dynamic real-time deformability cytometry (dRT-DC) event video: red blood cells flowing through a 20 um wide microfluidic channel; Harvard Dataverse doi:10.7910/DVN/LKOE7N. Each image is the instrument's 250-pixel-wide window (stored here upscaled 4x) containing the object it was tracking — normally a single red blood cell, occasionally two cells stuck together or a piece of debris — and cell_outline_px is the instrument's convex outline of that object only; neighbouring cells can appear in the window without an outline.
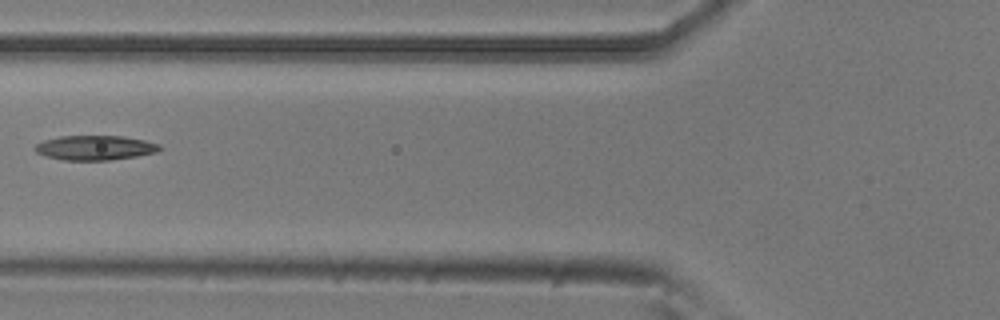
{"species": "common noctule bat (a hibernating species)", "species_latin": "Nyctalus noctula", "temperature_condition": "room temperature", "stored_images_in_passage": 3, "camera_frame_rate_fps": 3000, "um_per_image_px": 0.085, "animal": {"sex": "male", "body_mass_g": 20.5, "forearm_length_mm": 52.5}, "frame": {"image": 1, "passage_image": 2, "time_ms": 0.333, "image_size_px": [1000, 320], "cell_outline_px": [[164, 148], [156, 152], [136, 156], [108, 160], [64, 160], [44, 156], [36, 152], [32, 148], [36, 144], [44, 140], [60, 136], [124, 136], [144, 140], [160, 144]], "centroid_in_image_um": [8.07, 12.55], "position_along_channel_um": 117.7, "area_um2": 17.98}}
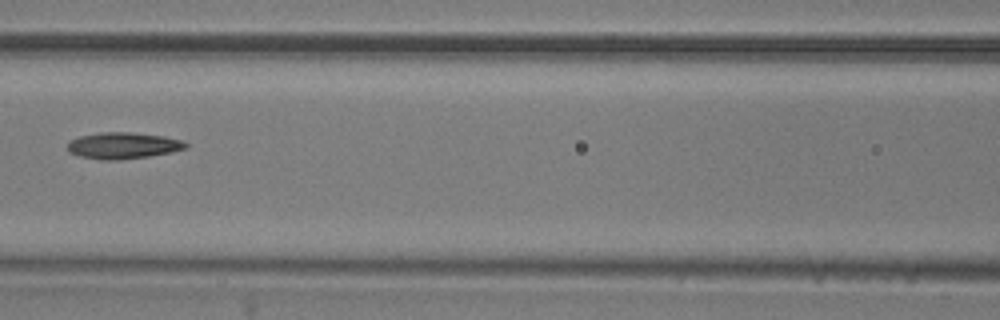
{"frame": {"image": 2, "passage_image": 3, "time_ms": 0.667, "image_size_px": [1000, 320], "cell_outline_px": [[188, 148], [148, 156], [120, 160], [100, 160], [80, 156], [68, 152], [68, 140], [80, 136], [100, 132], [128, 132], [164, 136], [180, 140], [188, 144]], "centroid_in_image_um": [10.41, 12.37], "position_along_channel_um": 156.2, "area_um2": 18.15}}